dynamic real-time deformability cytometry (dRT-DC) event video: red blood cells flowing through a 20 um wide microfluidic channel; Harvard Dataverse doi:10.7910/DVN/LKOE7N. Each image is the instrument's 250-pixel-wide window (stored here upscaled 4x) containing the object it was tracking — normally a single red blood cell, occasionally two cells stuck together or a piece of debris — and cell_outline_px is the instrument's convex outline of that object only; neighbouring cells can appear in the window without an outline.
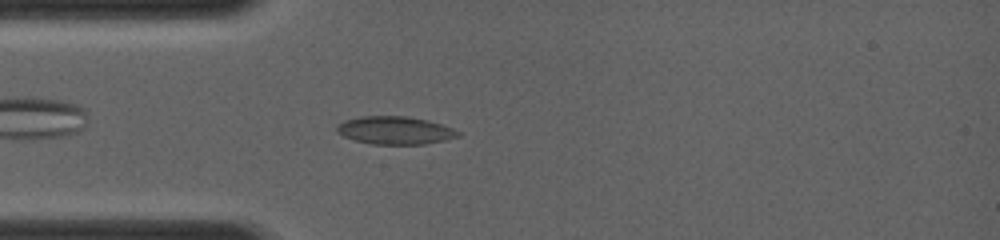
{"species": "common noctule bat (a hibernating species)", "species_latin": "Nyctalus noctula", "temperature_condition": "room temperature", "stored_images_in_passage": 36, "camera_frame_rate_fps": 4000, "um_per_image_px": 0.085, "animal": {"sex": "female", "body_mass_g": 19.0, "forearm_length_mm": 56.7}, "frame": {"image": 1, "passage_image": 9, "time_ms": 2.0, "image_size_px": [1000, 240], "cell_outline_px": [[460, 136], [444, 140], [424, 144], [372, 144], [356, 140], [344, 136], [336, 132], [336, 124], [344, 120], [360, 116], [408, 116], [428, 120], [452, 128], [460, 132]], "centroid_in_image_um": [33.55, 11.07], "position_along_channel_um": 51.5, "area_um2": 19.71}}
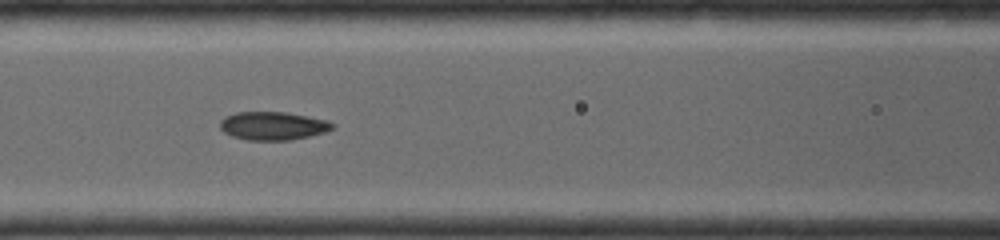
{"frame": {"image": 2, "passage_image": 17, "time_ms": 4.0, "image_size_px": [1000, 240], "cell_outline_px": [[336, 124], [332, 128], [324, 132], [308, 136], [288, 140], [248, 140], [232, 136], [224, 132], [220, 128], [220, 120], [224, 116], [236, 112], [284, 112], [308, 116], [328, 120]], "centroid_in_image_um": [23.18, 10.69], "position_along_channel_um": 143.4, "area_um2": 18.5}}
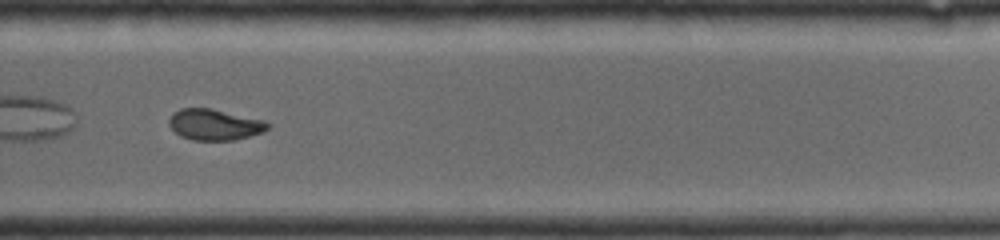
{"frame": {"image": 3, "passage_image": 31, "time_ms": 7.5, "image_size_px": [1000, 240], "cell_outline_px": [[268, 128], [264, 132], [232, 140], [192, 140], [180, 136], [168, 124], [168, 120], [172, 112], [180, 108], [212, 108], [264, 120], [268, 124]], "centroid_in_image_um": [18.2, 10.58], "position_along_channel_um": 311.6, "area_um2": 17.86}}